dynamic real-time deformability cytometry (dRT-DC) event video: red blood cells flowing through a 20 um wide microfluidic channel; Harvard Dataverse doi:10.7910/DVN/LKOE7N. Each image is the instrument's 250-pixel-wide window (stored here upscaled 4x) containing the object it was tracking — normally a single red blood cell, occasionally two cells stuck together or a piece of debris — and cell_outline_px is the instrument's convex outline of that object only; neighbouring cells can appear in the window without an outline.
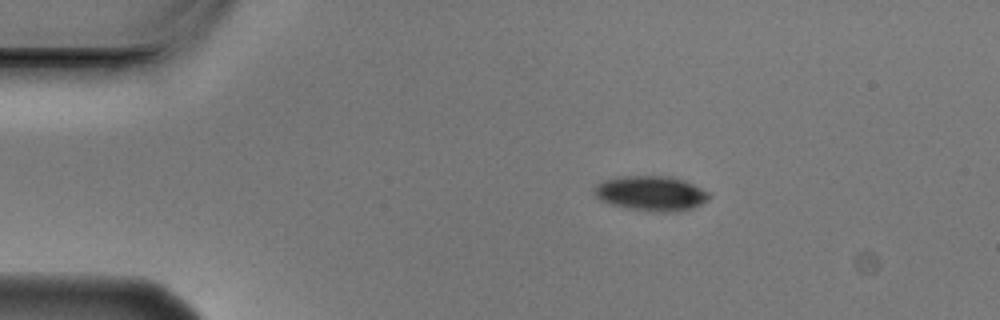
{"species": "Egyptian fruit bat (a non-hibernating species)", "species_latin": "Rousettus aegyptiacus", "temperature_condition": "cold", "stored_images_in_passage": 5, "camera_frame_rate_fps": 3000, "um_per_image_px": 0.085, "animal": {"sex": "male"}, "frame": {"image": 1, "passage_image": 3, "time_ms": 0.667, "image_size_px": [1000, 320], "cell_outline_px": [[712, 196], [708, 200], [692, 208], [680, 212], [656, 212], [628, 208], [612, 204], [600, 200], [592, 192], [596, 184], [604, 180], [620, 176], [668, 176], [684, 180], [708, 192]], "centroid_in_image_um": [55.34, 16.44], "position_along_channel_um": 29.7, "area_um2": 23.41}}
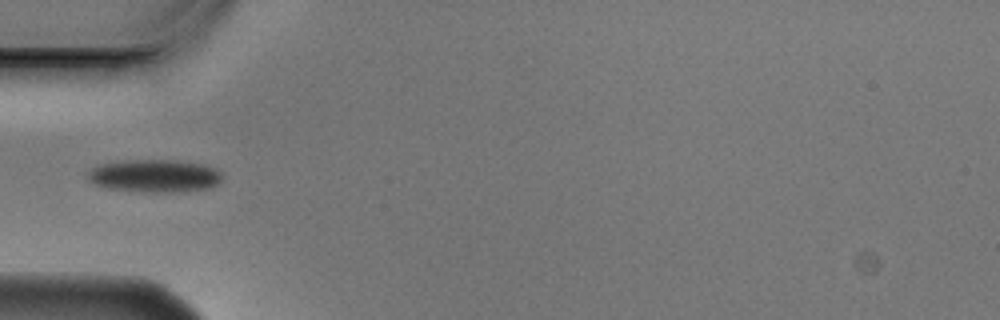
{"frame": {"image": 2, "passage_image": 5, "time_ms": 1.333, "image_size_px": [1000, 320], "cell_outline_px": [[224, 176], [216, 184], [208, 188], [188, 192], [144, 192], [108, 188], [96, 184], [88, 176], [88, 172], [92, 168], [100, 164], [124, 160], [176, 160], [204, 164], [216, 168]], "centroid_in_image_um": [13.2, 14.95], "position_along_channel_um": 71.8, "area_um2": 25.78}}